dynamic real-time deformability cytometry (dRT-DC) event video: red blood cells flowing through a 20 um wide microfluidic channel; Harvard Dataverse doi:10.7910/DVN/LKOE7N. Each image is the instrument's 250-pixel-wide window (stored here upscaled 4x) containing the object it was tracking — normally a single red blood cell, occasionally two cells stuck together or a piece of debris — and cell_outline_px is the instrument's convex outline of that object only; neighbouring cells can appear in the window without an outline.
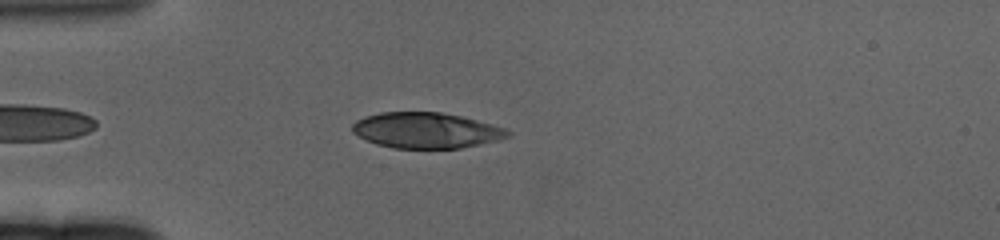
{"species": "human", "species_latin": "Homo sapiens", "temperature_condition": "cold", "stored_images_in_passage": 47, "camera_frame_rate_fps": 3000, "um_per_image_px": 0.085, "donor": {"sex": "female"}, "frame": {"image": 1, "passage_image": 6, "time_ms": 1.667, "image_size_px": [1000, 240], "cell_outline_px": [[512, 132], [508, 136], [500, 140], [460, 148], [392, 148], [376, 144], [352, 132], [352, 124], [356, 120], [364, 116], [380, 112], [440, 112], [460, 116], [492, 124], [504, 128]], "centroid_in_image_um": [36.21, 11.08], "position_along_channel_um": 48.8, "area_um2": 32.25}}
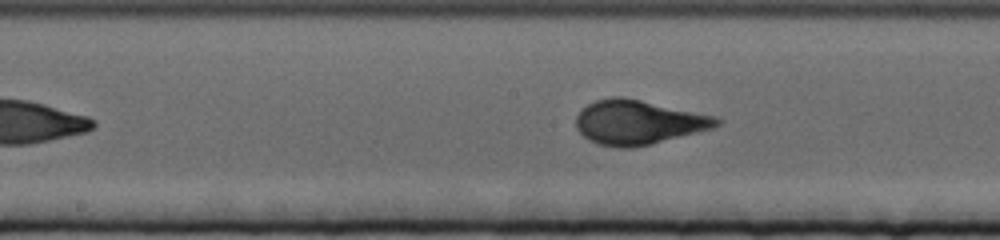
{"frame": {"image": 2, "passage_image": 21, "time_ms": 6.667, "image_size_px": [1000, 240], "cell_outline_px": [[724, 120], [720, 124], [712, 128], [632, 148], [620, 148], [596, 144], [588, 140], [576, 128], [576, 116], [588, 104], [596, 100], [612, 96], [620, 96], [640, 100], [716, 116]], "centroid_in_image_um": [54.23, 10.39], "position_along_channel_um": 194.0, "area_um2": 35.95}}
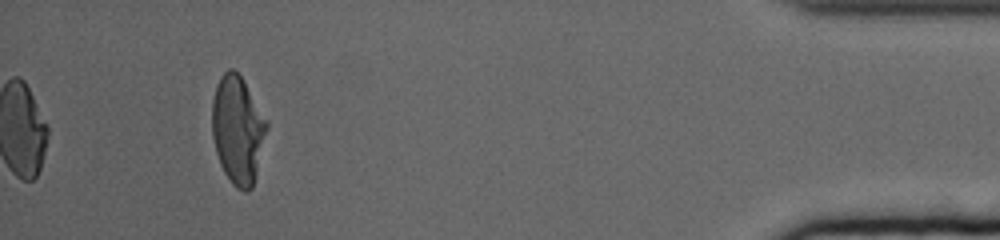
{"frame": {"image": 3, "passage_image": 47, "time_ms": 15.333, "image_size_px": [1000, 240], "cell_outline_px": [[268, 128], [252, 188], [248, 192], [244, 192], [236, 188], [232, 184], [224, 172], [220, 164], [216, 152], [212, 136], [212, 100], [216, 84], [220, 76], [228, 68], [232, 68], [240, 76], [268, 124]], "centroid_in_image_um": [20.18, 11.06], "position_along_channel_um": 415.0, "area_um2": 34.04}, "authors_computed_cell_mechanics": {"area_um2": 34.2176, "velocity_mm_per_s": 3.2358, "shape_relaxation_time_tau1_ms": 4.6038, "shape_relaxation_time_tau2_ms": null, "deformation_change_tau1": 0.2402, "deformation_change_tau2": null}}